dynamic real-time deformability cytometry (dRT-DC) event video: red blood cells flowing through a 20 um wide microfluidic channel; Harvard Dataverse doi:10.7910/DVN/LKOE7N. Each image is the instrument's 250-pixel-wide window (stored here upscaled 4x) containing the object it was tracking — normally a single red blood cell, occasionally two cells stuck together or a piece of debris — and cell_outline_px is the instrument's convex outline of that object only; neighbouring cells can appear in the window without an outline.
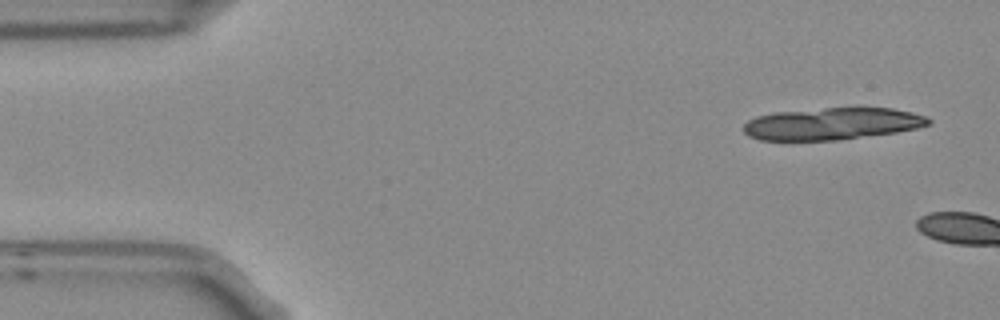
{"species": "Egyptian fruit bat (a non-hibernating species)", "species_latin": "Rousettus aegyptiacus", "temperature_condition": "room temperature", "stored_images_in_passage": 2, "camera_frame_rate_fps": 3000, "um_per_image_px": 0.085, "frame": {"image": 1, "passage_image": 1, "time_ms": 0.0, "image_size_px": [1000, 320], "cell_outline_px": [[932, 124], [916, 128], [896, 132], [840, 140], [788, 144], [760, 140], [748, 136], [744, 132], [744, 124], [748, 120], [756, 116], [776, 112], [856, 104], [892, 108], [912, 112], [928, 116], [932, 120]], "centroid_in_image_um": [70.71, 10.52], "position_along_channel_um": 14.3, "area_um2": 36.99}}